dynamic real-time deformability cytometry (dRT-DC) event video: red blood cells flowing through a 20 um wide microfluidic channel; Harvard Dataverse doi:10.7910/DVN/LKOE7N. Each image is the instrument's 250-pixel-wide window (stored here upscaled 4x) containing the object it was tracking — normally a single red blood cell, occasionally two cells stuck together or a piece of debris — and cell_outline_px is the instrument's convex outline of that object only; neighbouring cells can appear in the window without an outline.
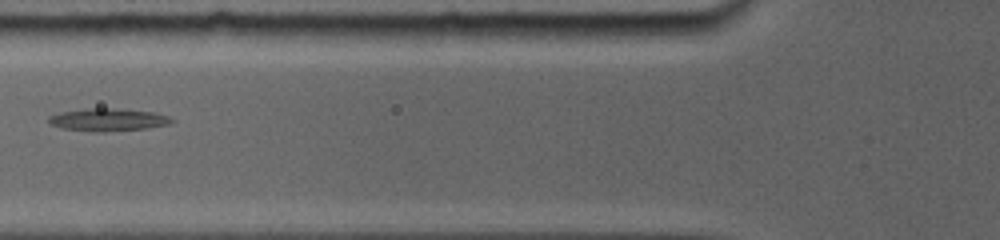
{"species": "common noctule bat (a hibernating species)", "species_latin": "Nyctalus noctula", "temperature_condition": "room temperature", "stored_images_in_passage": 9, "camera_frame_rate_fps": 5000, "um_per_image_px": 0.085, "animal": {"sex": "female", "body_mass_g": 19.0, "forearm_length_mm": 56.7}, "frame": {"image": 1, "passage_image": 6, "time_ms": 2.4, "image_size_px": [1000, 240], "cell_outline_px": [[176, 120], [168, 124], [148, 128], [104, 132], [92, 132], [60, 128], [48, 124], [48, 116], [60, 112], [88, 108], [116, 108], [156, 112], [168, 116]], "centroid_in_image_um": [9.16, 10.18], "position_along_channel_um": 116.6, "area_um2": 16.53}}
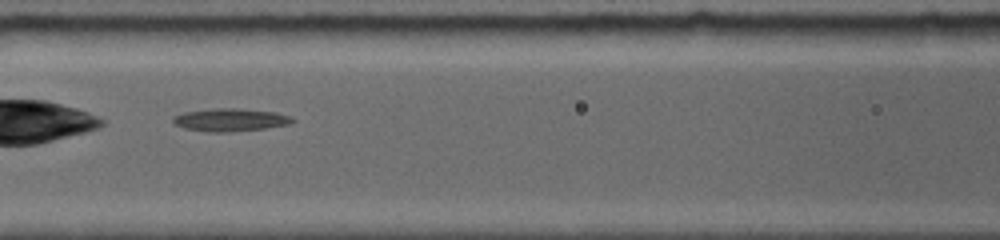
{"frame": {"image": 2, "passage_image": 8, "time_ms": 3.2, "image_size_px": [1000, 240], "cell_outline_px": [[296, 120], [292, 124], [264, 128], [228, 132], [208, 132], [184, 128], [176, 124], [172, 120], [172, 116], [184, 112], [216, 108], [240, 108], [276, 112], [292, 116]], "centroid_in_image_um": [19.61, 10.18], "position_along_channel_um": 147.0, "area_um2": 16.01}}